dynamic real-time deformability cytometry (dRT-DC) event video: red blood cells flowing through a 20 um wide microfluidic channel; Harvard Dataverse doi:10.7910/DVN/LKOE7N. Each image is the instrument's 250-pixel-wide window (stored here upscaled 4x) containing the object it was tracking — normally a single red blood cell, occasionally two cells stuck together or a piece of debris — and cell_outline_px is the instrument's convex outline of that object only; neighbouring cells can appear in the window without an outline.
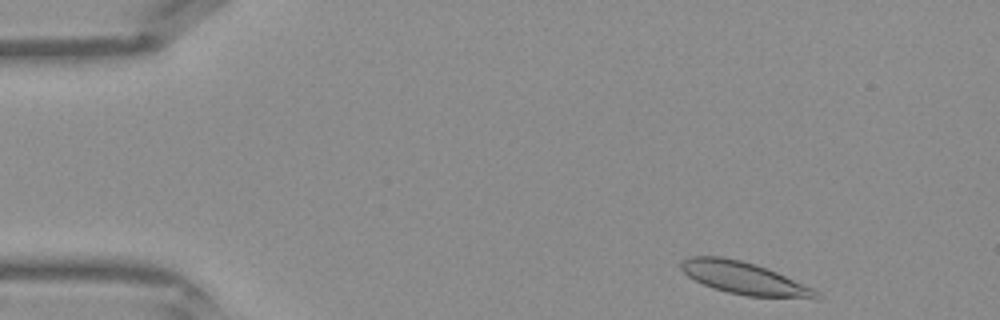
{"species": "Egyptian fruit bat (a non-hibernating species)", "species_latin": "Rousettus aegyptiacus", "temperature_condition": "warm", "stored_images_in_passage": 38, "camera_frame_rate_fps": 3000, "um_per_image_px": 0.085, "frame": {"image": 1, "passage_image": 1, "time_ms": 0.0, "image_size_px": [1000, 320], "cell_outline_px": [[820, 300], [816, 300], [748, 296], [728, 292], [712, 288], [688, 276], [680, 268], [680, 260], [692, 256], [720, 256], [740, 260], [776, 272], [816, 288], [820, 292]], "centroid_in_image_um": [63.35, 23.68], "position_along_channel_um": 21.7, "area_um2": 25.78}}
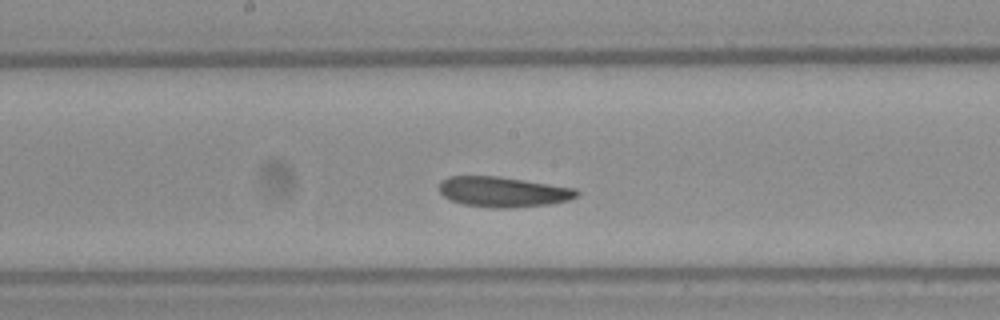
{"frame": {"image": 2, "passage_image": 18, "time_ms": 5.667, "image_size_px": [1000, 320], "cell_outline_px": [[580, 192], [576, 196], [568, 200], [548, 204], [516, 208], [492, 208], [464, 204], [452, 200], [444, 196], [440, 192], [440, 184], [448, 176], [500, 176], [576, 188]], "centroid_in_image_um": [42.79, 16.31], "position_along_channel_um": 205.4, "area_um2": 24.22}}
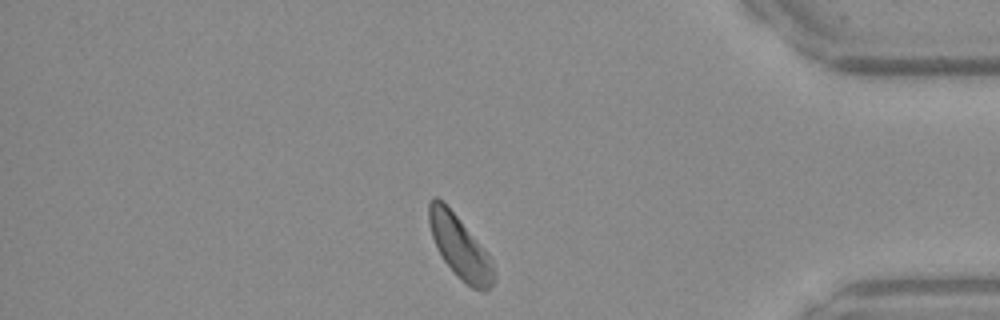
{"frame": {"image": 3, "passage_image": 32, "time_ms": 10.333, "image_size_px": [1000, 320], "cell_outline_px": [[496, 276], [492, 284], [484, 292], [472, 288], [444, 260], [432, 236], [428, 224], [428, 204], [432, 196], [436, 196], [444, 200], [488, 252], [492, 260], [496, 272]], "centroid_in_image_um": [39.1, 20.92], "position_along_channel_um": 396.1, "area_um2": 23.64}}